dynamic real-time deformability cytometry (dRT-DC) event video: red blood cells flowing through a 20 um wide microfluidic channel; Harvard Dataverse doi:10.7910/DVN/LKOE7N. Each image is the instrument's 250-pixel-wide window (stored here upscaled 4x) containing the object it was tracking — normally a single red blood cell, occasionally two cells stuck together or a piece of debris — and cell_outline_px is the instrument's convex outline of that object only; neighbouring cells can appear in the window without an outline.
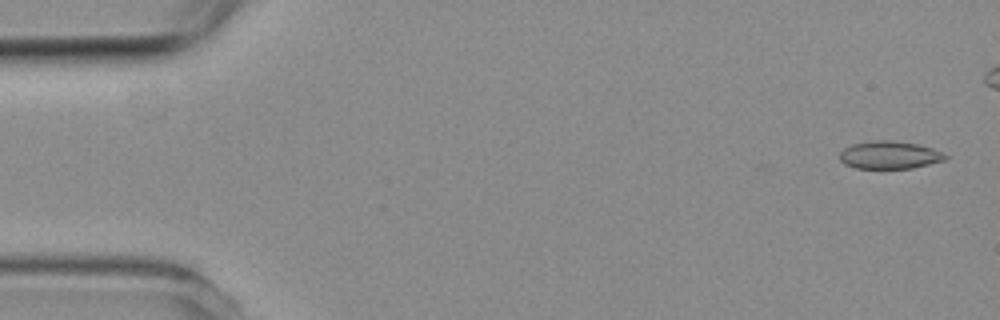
{"species": "common noctule bat (a hibernating species)", "species_latin": "Nyctalus noctula", "temperature_condition": "room temperature", "stored_images_in_passage": 5, "segment_of_instrument_passage": [2, 2], "camera_frame_rate_fps": 3000, "um_per_image_px": 0.085, "animal": {"sex": "female", "body_mass_g": 19.3, "forearm_length_mm": 54.1}, "frame": {"image": 1, "passage_image": 5, "time_ms": 5.667, "image_size_px": [1000, 320], "cell_outline_px": [[948, 156], [944, 160], [912, 168], [856, 168], [844, 164], [840, 160], [840, 152], [844, 148], [852, 144], [872, 140], [892, 140], [916, 144], [932, 148]], "centroid_in_image_um": [75.57, 13.17], "position_along_channel_um": 9.4, "area_um2": 16.94}}